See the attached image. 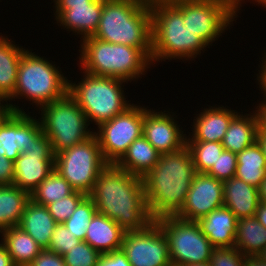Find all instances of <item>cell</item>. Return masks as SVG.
Segmentation results:
<instances>
[{
	"label": "cell",
	"instance_id": "6da1fadb",
	"mask_svg": "<svg viewBox=\"0 0 266 266\" xmlns=\"http://www.w3.org/2000/svg\"><path fill=\"white\" fill-rule=\"evenodd\" d=\"M88 196L97 212L108 216L125 232L145 229L154 221L145 201L142 177L116 164H108L99 173Z\"/></svg>",
	"mask_w": 266,
	"mask_h": 266
},
{
	"label": "cell",
	"instance_id": "7a4b0ae2",
	"mask_svg": "<svg viewBox=\"0 0 266 266\" xmlns=\"http://www.w3.org/2000/svg\"><path fill=\"white\" fill-rule=\"evenodd\" d=\"M196 173L187 147L160 154L157 164L142 177L145 201L154 220L174 215L182 207Z\"/></svg>",
	"mask_w": 266,
	"mask_h": 266
},
{
	"label": "cell",
	"instance_id": "3957f363",
	"mask_svg": "<svg viewBox=\"0 0 266 266\" xmlns=\"http://www.w3.org/2000/svg\"><path fill=\"white\" fill-rule=\"evenodd\" d=\"M92 37L112 44L140 48L151 59L150 1L103 0L99 25Z\"/></svg>",
	"mask_w": 266,
	"mask_h": 266
},
{
	"label": "cell",
	"instance_id": "277c9868",
	"mask_svg": "<svg viewBox=\"0 0 266 266\" xmlns=\"http://www.w3.org/2000/svg\"><path fill=\"white\" fill-rule=\"evenodd\" d=\"M150 11L152 64L166 59L195 60L201 51L210 48L196 33L185 27L182 11L171 0H150Z\"/></svg>",
	"mask_w": 266,
	"mask_h": 266
},
{
	"label": "cell",
	"instance_id": "5b68a950",
	"mask_svg": "<svg viewBox=\"0 0 266 266\" xmlns=\"http://www.w3.org/2000/svg\"><path fill=\"white\" fill-rule=\"evenodd\" d=\"M80 42L81 54L77 65L88 74L115 77L131 83L153 67L151 59L140 48L108 43L92 36Z\"/></svg>",
	"mask_w": 266,
	"mask_h": 266
},
{
	"label": "cell",
	"instance_id": "8992f818",
	"mask_svg": "<svg viewBox=\"0 0 266 266\" xmlns=\"http://www.w3.org/2000/svg\"><path fill=\"white\" fill-rule=\"evenodd\" d=\"M35 53L27 49L21 56L15 91L7 100L12 112L25 113L18 104L10 103L15 99L32 101L30 104H35L38 110L68 93V77L63 75L61 68Z\"/></svg>",
	"mask_w": 266,
	"mask_h": 266
},
{
	"label": "cell",
	"instance_id": "52a82bcc",
	"mask_svg": "<svg viewBox=\"0 0 266 266\" xmlns=\"http://www.w3.org/2000/svg\"><path fill=\"white\" fill-rule=\"evenodd\" d=\"M82 72L83 78L77 84L68 80V94L78 103L89 125L95 123L99 127L133 105L126 100L123 90L127 81Z\"/></svg>",
	"mask_w": 266,
	"mask_h": 266
},
{
	"label": "cell",
	"instance_id": "ba28073f",
	"mask_svg": "<svg viewBox=\"0 0 266 266\" xmlns=\"http://www.w3.org/2000/svg\"><path fill=\"white\" fill-rule=\"evenodd\" d=\"M39 111L43 133L50 141L54 155L82 143L94 134V130L88 128L86 115L68 93L42 106Z\"/></svg>",
	"mask_w": 266,
	"mask_h": 266
},
{
	"label": "cell",
	"instance_id": "9c48e42d",
	"mask_svg": "<svg viewBox=\"0 0 266 266\" xmlns=\"http://www.w3.org/2000/svg\"><path fill=\"white\" fill-rule=\"evenodd\" d=\"M171 1L182 11L185 27L196 33L208 47L230 29L239 13V0Z\"/></svg>",
	"mask_w": 266,
	"mask_h": 266
},
{
	"label": "cell",
	"instance_id": "30bf717a",
	"mask_svg": "<svg viewBox=\"0 0 266 266\" xmlns=\"http://www.w3.org/2000/svg\"><path fill=\"white\" fill-rule=\"evenodd\" d=\"M107 165L95 134L57 153L54 159V169L75 191L86 195L91 193L99 173Z\"/></svg>",
	"mask_w": 266,
	"mask_h": 266
},
{
	"label": "cell",
	"instance_id": "8fae6325",
	"mask_svg": "<svg viewBox=\"0 0 266 266\" xmlns=\"http://www.w3.org/2000/svg\"><path fill=\"white\" fill-rule=\"evenodd\" d=\"M154 221L167 239L172 266L209 262L214 247L197 221L183 220L174 215H164Z\"/></svg>",
	"mask_w": 266,
	"mask_h": 266
},
{
	"label": "cell",
	"instance_id": "7c38bea8",
	"mask_svg": "<svg viewBox=\"0 0 266 266\" xmlns=\"http://www.w3.org/2000/svg\"><path fill=\"white\" fill-rule=\"evenodd\" d=\"M144 106L134 104L110 121L102 123L94 134L108 164H116L127 152L130 144L143 132Z\"/></svg>",
	"mask_w": 266,
	"mask_h": 266
},
{
	"label": "cell",
	"instance_id": "4fadbf2b",
	"mask_svg": "<svg viewBox=\"0 0 266 266\" xmlns=\"http://www.w3.org/2000/svg\"><path fill=\"white\" fill-rule=\"evenodd\" d=\"M121 249L131 266H172L167 239L155 221L145 229L125 232Z\"/></svg>",
	"mask_w": 266,
	"mask_h": 266
},
{
	"label": "cell",
	"instance_id": "5bb4252c",
	"mask_svg": "<svg viewBox=\"0 0 266 266\" xmlns=\"http://www.w3.org/2000/svg\"><path fill=\"white\" fill-rule=\"evenodd\" d=\"M54 159L51 143L42 133L14 161L13 185L31 194L54 170Z\"/></svg>",
	"mask_w": 266,
	"mask_h": 266
},
{
	"label": "cell",
	"instance_id": "9a60e30c",
	"mask_svg": "<svg viewBox=\"0 0 266 266\" xmlns=\"http://www.w3.org/2000/svg\"><path fill=\"white\" fill-rule=\"evenodd\" d=\"M223 206V181L207 173H196L182 207L174 216L198 221Z\"/></svg>",
	"mask_w": 266,
	"mask_h": 266
},
{
	"label": "cell",
	"instance_id": "2e32d148",
	"mask_svg": "<svg viewBox=\"0 0 266 266\" xmlns=\"http://www.w3.org/2000/svg\"><path fill=\"white\" fill-rule=\"evenodd\" d=\"M147 108L144 106L142 135L153 147L160 154L174 153L186 147L187 134L178 125L176 113Z\"/></svg>",
	"mask_w": 266,
	"mask_h": 266
},
{
	"label": "cell",
	"instance_id": "e0dca14e",
	"mask_svg": "<svg viewBox=\"0 0 266 266\" xmlns=\"http://www.w3.org/2000/svg\"><path fill=\"white\" fill-rule=\"evenodd\" d=\"M208 107L200 110V113L195 114L197 117L195 116V119H193L192 132H187L189 135L186 141H212L222 143L229 123L238 111L231 110V108L228 109V106L226 108V106L222 105H213V107L209 105Z\"/></svg>",
	"mask_w": 266,
	"mask_h": 266
},
{
	"label": "cell",
	"instance_id": "ac0fdd59",
	"mask_svg": "<svg viewBox=\"0 0 266 266\" xmlns=\"http://www.w3.org/2000/svg\"><path fill=\"white\" fill-rule=\"evenodd\" d=\"M103 0H94L90 4L70 5L57 19V24L66 31H72L74 35L80 36L83 40L95 34L101 13ZM77 33V34H76Z\"/></svg>",
	"mask_w": 266,
	"mask_h": 266
},
{
	"label": "cell",
	"instance_id": "d6986e66",
	"mask_svg": "<svg viewBox=\"0 0 266 266\" xmlns=\"http://www.w3.org/2000/svg\"><path fill=\"white\" fill-rule=\"evenodd\" d=\"M259 202L257 187L235 176L223 181V206L237 219L255 216Z\"/></svg>",
	"mask_w": 266,
	"mask_h": 266
},
{
	"label": "cell",
	"instance_id": "ffe728a7",
	"mask_svg": "<svg viewBox=\"0 0 266 266\" xmlns=\"http://www.w3.org/2000/svg\"><path fill=\"white\" fill-rule=\"evenodd\" d=\"M213 247H234L237 218L222 206L197 221Z\"/></svg>",
	"mask_w": 266,
	"mask_h": 266
},
{
	"label": "cell",
	"instance_id": "44dd1931",
	"mask_svg": "<svg viewBox=\"0 0 266 266\" xmlns=\"http://www.w3.org/2000/svg\"><path fill=\"white\" fill-rule=\"evenodd\" d=\"M125 231L108 216L96 212L92 217L85 235L87 242L101 254L120 250Z\"/></svg>",
	"mask_w": 266,
	"mask_h": 266
},
{
	"label": "cell",
	"instance_id": "7402d4cb",
	"mask_svg": "<svg viewBox=\"0 0 266 266\" xmlns=\"http://www.w3.org/2000/svg\"><path fill=\"white\" fill-rule=\"evenodd\" d=\"M56 221L48 212L46 206L39 205L31 199L27 202L19 227L29 234L44 250L48 249Z\"/></svg>",
	"mask_w": 266,
	"mask_h": 266
},
{
	"label": "cell",
	"instance_id": "603a6c76",
	"mask_svg": "<svg viewBox=\"0 0 266 266\" xmlns=\"http://www.w3.org/2000/svg\"><path fill=\"white\" fill-rule=\"evenodd\" d=\"M26 49L7 36L0 35V97L8 100L15 91L17 71Z\"/></svg>",
	"mask_w": 266,
	"mask_h": 266
},
{
	"label": "cell",
	"instance_id": "cb8c5ba5",
	"mask_svg": "<svg viewBox=\"0 0 266 266\" xmlns=\"http://www.w3.org/2000/svg\"><path fill=\"white\" fill-rule=\"evenodd\" d=\"M258 121L256 114L238 112L229 123L222 145L225 150L238 154L257 141Z\"/></svg>",
	"mask_w": 266,
	"mask_h": 266
},
{
	"label": "cell",
	"instance_id": "d4e9b609",
	"mask_svg": "<svg viewBox=\"0 0 266 266\" xmlns=\"http://www.w3.org/2000/svg\"><path fill=\"white\" fill-rule=\"evenodd\" d=\"M159 157L160 153L142 135L130 144L116 165L130 174L143 177L157 164Z\"/></svg>",
	"mask_w": 266,
	"mask_h": 266
},
{
	"label": "cell",
	"instance_id": "484cf974",
	"mask_svg": "<svg viewBox=\"0 0 266 266\" xmlns=\"http://www.w3.org/2000/svg\"><path fill=\"white\" fill-rule=\"evenodd\" d=\"M2 235V236H1ZM15 266H28L43 250L36 241L19 226L9 227L0 232Z\"/></svg>",
	"mask_w": 266,
	"mask_h": 266
},
{
	"label": "cell",
	"instance_id": "4316f807",
	"mask_svg": "<svg viewBox=\"0 0 266 266\" xmlns=\"http://www.w3.org/2000/svg\"><path fill=\"white\" fill-rule=\"evenodd\" d=\"M234 247L246 257L258 256L266 247V228L255 216L237 219Z\"/></svg>",
	"mask_w": 266,
	"mask_h": 266
},
{
	"label": "cell",
	"instance_id": "83f0119b",
	"mask_svg": "<svg viewBox=\"0 0 266 266\" xmlns=\"http://www.w3.org/2000/svg\"><path fill=\"white\" fill-rule=\"evenodd\" d=\"M266 175V159L258 141L237 154L235 177L259 187Z\"/></svg>",
	"mask_w": 266,
	"mask_h": 266
},
{
	"label": "cell",
	"instance_id": "f1b7e54d",
	"mask_svg": "<svg viewBox=\"0 0 266 266\" xmlns=\"http://www.w3.org/2000/svg\"><path fill=\"white\" fill-rule=\"evenodd\" d=\"M30 194L15 185H0V232L18 226Z\"/></svg>",
	"mask_w": 266,
	"mask_h": 266
},
{
	"label": "cell",
	"instance_id": "f546056e",
	"mask_svg": "<svg viewBox=\"0 0 266 266\" xmlns=\"http://www.w3.org/2000/svg\"><path fill=\"white\" fill-rule=\"evenodd\" d=\"M75 190L55 169L30 194V199L46 206L72 194Z\"/></svg>",
	"mask_w": 266,
	"mask_h": 266
},
{
	"label": "cell",
	"instance_id": "4dcf8cb0",
	"mask_svg": "<svg viewBox=\"0 0 266 266\" xmlns=\"http://www.w3.org/2000/svg\"><path fill=\"white\" fill-rule=\"evenodd\" d=\"M0 152L12 161L20 156V113L11 112L1 122Z\"/></svg>",
	"mask_w": 266,
	"mask_h": 266
},
{
	"label": "cell",
	"instance_id": "1f68e13d",
	"mask_svg": "<svg viewBox=\"0 0 266 266\" xmlns=\"http://www.w3.org/2000/svg\"><path fill=\"white\" fill-rule=\"evenodd\" d=\"M197 173H208L225 150L220 142L186 141Z\"/></svg>",
	"mask_w": 266,
	"mask_h": 266
},
{
	"label": "cell",
	"instance_id": "d6a6232c",
	"mask_svg": "<svg viewBox=\"0 0 266 266\" xmlns=\"http://www.w3.org/2000/svg\"><path fill=\"white\" fill-rule=\"evenodd\" d=\"M96 212L94 201L87 195L64 222V225L76 238L84 241L89 223Z\"/></svg>",
	"mask_w": 266,
	"mask_h": 266
},
{
	"label": "cell",
	"instance_id": "836d02e7",
	"mask_svg": "<svg viewBox=\"0 0 266 266\" xmlns=\"http://www.w3.org/2000/svg\"><path fill=\"white\" fill-rule=\"evenodd\" d=\"M86 196L87 195L82 192L74 191L72 194L64 197L63 199H59L46 205V207L56 223L62 224L73 214L78 204Z\"/></svg>",
	"mask_w": 266,
	"mask_h": 266
},
{
	"label": "cell",
	"instance_id": "e575fe53",
	"mask_svg": "<svg viewBox=\"0 0 266 266\" xmlns=\"http://www.w3.org/2000/svg\"><path fill=\"white\" fill-rule=\"evenodd\" d=\"M101 253L87 242L80 241L63 255L66 266H96Z\"/></svg>",
	"mask_w": 266,
	"mask_h": 266
},
{
	"label": "cell",
	"instance_id": "d590c367",
	"mask_svg": "<svg viewBox=\"0 0 266 266\" xmlns=\"http://www.w3.org/2000/svg\"><path fill=\"white\" fill-rule=\"evenodd\" d=\"M79 242L80 239L76 238L75 235L66 228L64 223L57 224L52 233L50 245L47 250L63 256L68 251H71Z\"/></svg>",
	"mask_w": 266,
	"mask_h": 266
},
{
	"label": "cell",
	"instance_id": "8d00e7d4",
	"mask_svg": "<svg viewBox=\"0 0 266 266\" xmlns=\"http://www.w3.org/2000/svg\"><path fill=\"white\" fill-rule=\"evenodd\" d=\"M245 261L236 247H214L209 259L210 266H245Z\"/></svg>",
	"mask_w": 266,
	"mask_h": 266
},
{
	"label": "cell",
	"instance_id": "74e56055",
	"mask_svg": "<svg viewBox=\"0 0 266 266\" xmlns=\"http://www.w3.org/2000/svg\"><path fill=\"white\" fill-rule=\"evenodd\" d=\"M236 168L237 154L224 150L207 174L217 180L225 181L235 176Z\"/></svg>",
	"mask_w": 266,
	"mask_h": 266
},
{
	"label": "cell",
	"instance_id": "f35d334b",
	"mask_svg": "<svg viewBox=\"0 0 266 266\" xmlns=\"http://www.w3.org/2000/svg\"><path fill=\"white\" fill-rule=\"evenodd\" d=\"M43 129L40 120L30 116V113H20V149L28 147L32 141H35Z\"/></svg>",
	"mask_w": 266,
	"mask_h": 266
},
{
	"label": "cell",
	"instance_id": "ab89813d",
	"mask_svg": "<svg viewBox=\"0 0 266 266\" xmlns=\"http://www.w3.org/2000/svg\"><path fill=\"white\" fill-rule=\"evenodd\" d=\"M28 266H66V264L63 256L44 249Z\"/></svg>",
	"mask_w": 266,
	"mask_h": 266
},
{
	"label": "cell",
	"instance_id": "60d3db41",
	"mask_svg": "<svg viewBox=\"0 0 266 266\" xmlns=\"http://www.w3.org/2000/svg\"><path fill=\"white\" fill-rule=\"evenodd\" d=\"M96 266H131L126 254L120 250L101 254Z\"/></svg>",
	"mask_w": 266,
	"mask_h": 266
},
{
	"label": "cell",
	"instance_id": "b9f144b4",
	"mask_svg": "<svg viewBox=\"0 0 266 266\" xmlns=\"http://www.w3.org/2000/svg\"><path fill=\"white\" fill-rule=\"evenodd\" d=\"M14 182V161L0 152V185H12Z\"/></svg>",
	"mask_w": 266,
	"mask_h": 266
},
{
	"label": "cell",
	"instance_id": "7bdbcfd3",
	"mask_svg": "<svg viewBox=\"0 0 266 266\" xmlns=\"http://www.w3.org/2000/svg\"><path fill=\"white\" fill-rule=\"evenodd\" d=\"M54 4L53 5L55 10L54 16L55 20L65 11L70 9V5H79V4H90L94 0H53Z\"/></svg>",
	"mask_w": 266,
	"mask_h": 266
},
{
	"label": "cell",
	"instance_id": "ee69618b",
	"mask_svg": "<svg viewBox=\"0 0 266 266\" xmlns=\"http://www.w3.org/2000/svg\"><path fill=\"white\" fill-rule=\"evenodd\" d=\"M257 105L254 112L258 121V133H266V99Z\"/></svg>",
	"mask_w": 266,
	"mask_h": 266
},
{
	"label": "cell",
	"instance_id": "f6af8a7d",
	"mask_svg": "<svg viewBox=\"0 0 266 266\" xmlns=\"http://www.w3.org/2000/svg\"><path fill=\"white\" fill-rule=\"evenodd\" d=\"M264 56H262V60L260 61V65L258 68H260V70H258V74L257 75V85H259V89L261 88L260 91L261 94H263L264 98L266 99V52L265 50H263Z\"/></svg>",
	"mask_w": 266,
	"mask_h": 266
},
{
	"label": "cell",
	"instance_id": "bcb514c9",
	"mask_svg": "<svg viewBox=\"0 0 266 266\" xmlns=\"http://www.w3.org/2000/svg\"><path fill=\"white\" fill-rule=\"evenodd\" d=\"M0 266H15L5 245L0 242Z\"/></svg>",
	"mask_w": 266,
	"mask_h": 266
},
{
	"label": "cell",
	"instance_id": "7dc6e473",
	"mask_svg": "<svg viewBox=\"0 0 266 266\" xmlns=\"http://www.w3.org/2000/svg\"><path fill=\"white\" fill-rule=\"evenodd\" d=\"M255 218L266 228V204L259 202Z\"/></svg>",
	"mask_w": 266,
	"mask_h": 266
},
{
	"label": "cell",
	"instance_id": "c3c4849f",
	"mask_svg": "<svg viewBox=\"0 0 266 266\" xmlns=\"http://www.w3.org/2000/svg\"><path fill=\"white\" fill-rule=\"evenodd\" d=\"M11 112L12 111L7 100L0 97V124Z\"/></svg>",
	"mask_w": 266,
	"mask_h": 266
},
{
	"label": "cell",
	"instance_id": "681fc988",
	"mask_svg": "<svg viewBox=\"0 0 266 266\" xmlns=\"http://www.w3.org/2000/svg\"><path fill=\"white\" fill-rule=\"evenodd\" d=\"M245 266H266V262L259 256H247Z\"/></svg>",
	"mask_w": 266,
	"mask_h": 266
},
{
	"label": "cell",
	"instance_id": "f907efd6",
	"mask_svg": "<svg viewBox=\"0 0 266 266\" xmlns=\"http://www.w3.org/2000/svg\"><path fill=\"white\" fill-rule=\"evenodd\" d=\"M259 201L266 204V175L258 187Z\"/></svg>",
	"mask_w": 266,
	"mask_h": 266
},
{
	"label": "cell",
	"instance_id": "816d5d0a",
	"mask_svg": "<svg viewBox=\"0 0 266 266\" xmlns=\"http://www.w3.org/2000/svg\"><path fill=\"white\" fill-rule=\"evenodd\" d=\"M257 141L260 144L263 154L265 155V159H266V133H258Z\"/></svg>",
	"mask_w": 266,
	"mask_h": 266
},
{
	"label": "cell",
	"instance_id": "f5cc1de1",
	"mask_svg": "<svg viewBox=\"0 0 266 266\" xmlns=\"http://www.w3.org/2000/svg\"><path fill=\"white\" fill-rule=\"evenodd\" d=\"M249 1V0H248ZM253 1V2H252ZM245 2V0H239V11L241 10L240 9V7H242V3H244ZM256 3V5H257V3H258V5H260L261 7H264V8H266V0H251L250 1V3Z\"/></svg>",
	"mask_w": 266,
	"mask_h": 266
},
{
	"label": "cell",
	"instance_id": "db71d44e",
	"mask_svg": "<svg viewBox=\"0 0 266 266\" xmlns=\"http://www.w3.org/2000/svg\"><path fill=\"white\" fill-rule=\"evenodd\" d=\"M182 266H210L209 262H202V263H193V264H187Z\"/></svg>",
	"mask_w": 266,
	"mask_h": 266
},
{
	"label": "cell",
	"instance_id": "11a10c76",
	"mask_svg": "<svg viewBox=\"0 0 266 266\" xmlns=\"http://www.w3.org/2000/svg\"><path fill=\"white\" fill-rule=\"evenodd\" d=\"M263 261L266 262V247L262 250V252L258 255Z\"/></svg>",
	"mask_w": 266,
	"mask_h": 266
}]
</instances>
